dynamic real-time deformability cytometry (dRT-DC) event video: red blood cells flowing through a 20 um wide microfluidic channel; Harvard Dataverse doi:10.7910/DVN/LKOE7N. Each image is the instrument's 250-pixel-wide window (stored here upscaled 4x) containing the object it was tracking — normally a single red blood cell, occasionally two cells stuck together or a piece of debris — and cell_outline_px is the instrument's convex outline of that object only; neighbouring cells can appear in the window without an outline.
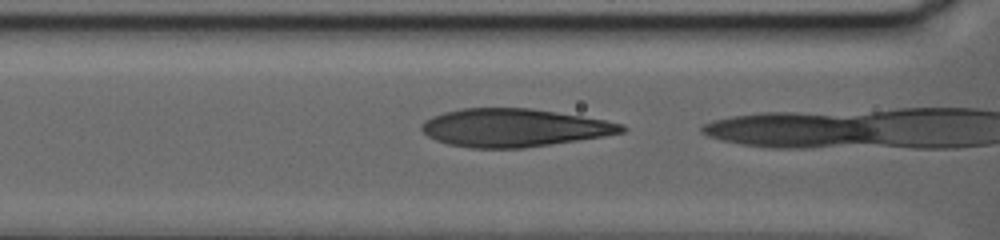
{"species": "human", "species_latin": "Homo sapiens", "temperature_condition": "warm", "stored_images_in_passage": 49, "camera_frame_rate_fps": 3000, "um_per_image_px": 0.085, "donor": {"sex": "female"}, "frame": {"image": 1, "passage_image": 48, "time_ms": 15.667, "image_size_px": [1000, 240], "cell_outline_px": [[628, 128], [624, 132], [604, 136], [524, 148], [472, 148], [448, 144], [436, 140], [428, 136], [420, 128], [420, 124], [424, 120], [432, 116], [444, 112], [460, 108], [532, 108], [604, 120], [624, 124]], "centroid_in_image_um": [43.66, 10.85], "position_along_channel_um": 122.9, "area_um2": 44.33}}